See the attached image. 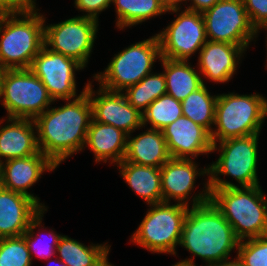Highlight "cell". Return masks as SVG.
Instances as JSON below:
<instances>
[{
  "instance_id": "6da1fadb",
  "label": "cell",
  "mask_w": 267,
  "mask_h": 266,
  "mask_svg": "<svg viewBox=\"0 0 267 266\" xmlns=\"http://www.w3.org/2000/svg\"><path fill=\"white\" fill-rule=\"evenodd\" d=\"M92 119L87 92L72 100L54 101L34 120L39 151L59 168L69 158L83 153Z\"/></svg>"
},
{
  "instance_id": "7a4b0ae2",
  "label": "cell",
  "mask_w": 267,
  "mask_h": 266,
  "mask_svg": "<svg viewBox=\"0 0 267 266\" xmlns=\"http://www.w3.org/2000/svg\"><path fill=\"white\" fill-rule=\"evenodd\" d=\"M240 240L233 227L211 200L189 207L184 218L179 246L189 253L173 264L208 266L237 256ZM233 253L236 255L233 256ZM196 259L201 260L198 265ZM196 262V263H195Z\"/></svg>"
},
{
  "instance_id": "3957f363",
  "label": "cell",
  "mask_w": 267,
  "mask_h": 266,
  "mask_svg": "<svg viewBox=\"0 0 267 266\" xmlns=\"http://www.w3.org/2000/svg\"><path fill=\"white\" fill-rule=\"evenodd\" d=\"M261 134L226 139L213 144L216 160L209 163L210 188L253 187L260 184ZM260 163V164H259Z\"/></svg>"
},
{
  "instance_id": "277c9868",
  "label": "cell",
  "mask_w": 267,
  "mask_h": 266,
  "mask_svg": "<svg viewBox=\"0 0 267 266\" xmlns=\"http://www.w3.org/2000/svg\"><path fill=\"white\" fill-rule=\"evenodd\" d=\"M266 119L267 95L256 90L245 94L235 90L218 93L214 125L210 134L212 144L261 134L267 123Z\"/></svg>"
},
{
  "instance_id": "5b68a950",
  "label": "cell",
  "mask_w": 267,
  "mask_h": 266,
  "mask_svg": "<svg viewBox=\"0 0 267 266\" xmlns=\"http://www.w3.org/2000/svg\"><path fill=\"white\" fill-rule=\"evenodd\" d=\"M210 191V200L240 241L267 235V193L262 185L210 188Z\"/></svg>"
},
{
  "instance_id": "8992f818",
  "label": "cell",
  "mask_w": 267,
  "mask_h": 266,
  "mask_svg": "<svg viewBox=\"0 0 267 266\" xmlns=\"http://www.w3.org/2000/svg\"><path fill=\"white\" fill-rule=\"evenodd\" d=\"M39 6L0 16V67L29 69L44 45V12ZM41 11V12H40Z\"/></svg>"
},
{
  "instance_id": "52a82bcc",
  "label": "cell",
  "mask_w": 267,
  "mask_h": 266,
  "mask_svg": "<svg viewBox=\"0 0 267 266\" xmlns=\"http://www.w3.org/2000/svg\"><path fill=\"white\" fill-rule=\"evenodd\" d=\"M188 209L189 206L171 202L147 205V211L129 236L128 244L153 255L176 257L177 261L180 255L177 248Z\"/></svg>"
},
{
  "instance_id": "ba28073f",
  "label": "cell",
  "mask_w": 267,
  "mask_h": 266,
  "mask_svg": "<svg viewBox=\"0 0 267 266\" xmlns=\"http://www.w3.org/2000/svg\"><path fill=\"white\" fill-rule=\"evenodd\" d=\"M130 44V45H129ZM115 51L106 67L92 75L94 83L103 89L123 92L152 73L160 61V44L156 32L148 38L129 43Z\"/></svg>"
},
{
  "instance_id": "9c48e42d",
  "label": "cell",
  "mask_w": 267,
  "mask_h": 266,
  "mask_svg": "<svg viewBox=\"0 0 267 266\" xmlns=\"http://www.w3.org/2000/svg\"><path fill=\"white\" fill-rule=\"evenodd\" d=\"M54 103L30 69H5L0 90L3 117L35 120Z\"/></svg>"
},
{
  "instance_id": "30bf717a",
  "label": "cell",
  "mask_w": 267,
  "mask_h": 266,
  "mask_svg": "<svg viewBox=\"0 0 267 266\" xmlns=\"http://www.w3.org/2000/svg\"><path fill=\"white\" fill-rule=\"evenodd\" d=\"M44 11V45L51 51L75 59L85 69L90 64L98 38L100 22L95 19L72 15L64 20L48 23ZM70 17V18H69ZM95 46V47H94Z\"/></svg>"
},
{
  "instance_id": "8fae6325",
  "label": "cell",
  "mask_w": 267,
  "mask_h": 266,
  "mask_svg": "<svg viewBox=\"0 0 267 266\" xmlns=\"http://www.w3.org/2000/svg\"><path fill=\"white\" fill-rule=\"evenodd\" d=\"M200 165L196 159L170 158L160 168L163 202L189 207L208 202L211 193L209 165ZM200 179L201 183L197 181Z\"/></svg>"
},
{
  "instance_id": "7c38bea8",
  "label": "cell",
  "mask_w": 267,
  "mask_h": 266,
  "mask_svg": "<svg viewBox=\"0 0 267 266\" xmlns=\"http://www.w3.org/2000/svg\"><path fill=\"white\" fill-rule=\"evenodd\" d=\"M173 20L157 30L161 57L172 60L192 61L208 41L201 12L186 8L167 11ZM175 15V16H174Z\"/></svg>"
},
{
  "instance_id": "4fadbf2b",
  "label": "cell",
  "mask_w": 267,
  "mask_h": 266,
  "mask_svg": "<svg viewBox=\"0 0 267 266\" xmlns=\"http://www.w3.org/2000/svg\"><path fill=\"white\" fill-rule=\"evenodd\" d=\"M202 16L208 41L238 45L248 53L250 48L257 47V30L251 24L243 0H220L202 12Z\"/></svg>"
},
{
  "instance_id": "5bb4252c",
  "label": "cell",
  "mask_w": 267,
  "mask_h": 266,
  "mask_svg": "<svg viewBox=\"0 0 267 266\" xmlns=\"http://www.w3.org/2000/svg\"><path fill=\"white\" fill-rule=\"evenodd\" d=\"M29 69L42 81L53 101L78 98L86 92L87 85L92 79L89 76L82 90L78 88L77 75L87 69L75 59L51 51L45 45L34 57Z\"/></svg>"
},
{
  "instance_id": "9a60e30c",
  "label": "cell",
  "mask_w": 267,
  "mask_h": 266,
  "mask_svg": "<svg viewBox=\"0 0 267 266\" xmlns=\"http://www.w3.org/2000/svg\"><path fill=\"white\" fill-rule=\"evenodd\" d=\"M247 51L227 42L207 41L195 61L203 84L215 87L228 85L237 76ZM211 83V84H210Z\"/></svg>"
},
{
  "instance_id": "2e32d148",
  "label": "cell",
  "mask_w": 267,
  "mask_h": 266,
  "mask_svg": "<svg viewBox=\"0 0 267 266\" xmlns=\"http://www.w3.org/2000/svg\"><path fill=\"white\" fill-rule=\"evenodd\" d=\"M57 168L42 152L14 158L0 164L1 186L33 199L42 209H49V205L44 200L41 201L39 195L32 192V188L43 179L44 174L55 172Z\"/></svg>"
},
{
  "instance_id": "e0dca14e",
  "label": "cell",
  "mask_w": 267,
  "mask_h": 266,
  "mask_svg": "<svg viewBox=\"0 0 267 266\" xmlns=\"http://www.w3.org/2000/svg\"><path fill=\"white\" fill-rule=\"evenodd\" d=\"M86 92L92 105L94 121L113 125L128 135L143 126L142 113L127 101L122 92L103 89L94 84L92 79L87 85Z\"/></svg>"
},
{
  "instance_id": "ac0fdd59",
  "label": "cell",
  "mask_w": 267,
  "mask_h": 266,
  "mask_svg": "<svg viewBox=\"0 0 267 266\" xmlns=\"http://www.w3.org/2000/svg\"><path fill=\"white\" fill-rule=\"evenodd\" d=\"M171 158H210L212 141L210 133L191 119L181 116L162 129ZM210 154V155H209Z\"/></svg>"
},
{
  "instance_id": "d6986e66",
  "label": "cell",
  "mask_w": 267,
  "mask_h": 266,
  "mask_svg": "<svg viewBox=\"0 0 267 266\" xmlns=\"http://www.w3.org/2000/svg\"><path fill=\"white\" fill-rule=\"evenodd\" d=\"M39 152L34 120L0 117V164Z\"/></svg>"
},
{
  "instance_id": "ffe728a7",
  "label": "cell",
  "mask_w": 267,
  "mask_h": 266,
  "mask_svg": "<svg viewBox=\"0 0 267 266\" xmlns=\"http://www.w3.org/2000/svg\"><path fill=\"white\" fill-rule=\"evenodd\" d=\"M41 210L33 199L0 186V238L23 235Z\"/></svg>"
},
{
  "instance_id": "44dd1931",
  "label": "cell",
  "mask_w": 267,
  "mask_h": 266,
  "mask_svg": "<svg viewBox=\"0 0 267 266\" xmlns=\"http://www.w3.org/2000/svg\"><path fill=\"white\" fill-rule=\"evenodd\" d=\"M127 133L114 127L91 120L83 152L89 150L94 165L107 164L113 167L124 160Z\"/></svg>"
},
{
  "instance_id": "7402d4cb",
  "label": "cell",
  "mask_w": 267,
  "mask_h": 266,
  "mask_svg": "<svg viewBox=\"0 0 267 266\" xmlns=\"http://www.w3.org/2000/svg\"><path fill=\"white\" fill-rule=\"evenodd\" d=\"M170 158L162 130L142 126L127 135L124 161L161 168Z\"/></svg>"
},
{
  "instance_id": "603a6c76",
  "label": "cell",
  "mask_w": 267,
  "mask_h": 266,
  "mask_svg": "<svg viewBox=\"0 0 267 266\" xmlns=\"http://www.w3.org/2000/svg\"><path fill=\"white\" fill-rule=\"evenodd\" d=\"M118 176L144 204L163 202L160 168L122 160L116 164Z\"/></svg>"
},
{
  "instance_id": "cb8c5ba5",
  "label": "cell",
  "mask_w": 267,
  "mask_h": 266,
  "mask_svg": "<svg viewBox=\"0 0 267 266\" xmlns=\"http://www.w3.org/2000/svg\"><path fill=\"white\" fill-rule=\"evenodd\" d=\"M111 9L115 12L114 29L121 32L162 19L168 11L161 0H113Z\"/></svg>"
},
{
  "instance_id": "d4e9b609",
  "label": "cell",
  "mask_w": 267,
  "mask_h": 266,
  "mask_svg": "<svg viewBox=\"0 0 267 266\" xmlns=\"http://www.w3.org/2000/svg\"><path fill=\"white\" fill-rule=\"evenodd\" d=\"M193 62L160 58L158 65L166 79V94L182 101L203 85L201 74Z\"/></svg>"
},
{
  "instance_id": "484cf974",
  "label": "cell",
  "mask_w": 267,
  "mask_h": 266,
  "mask_svg": "<svg viewBox=\"0 0 267 266\" xmlns=\"http://www.w3.org/2000/svg\"><path fill=\"white\" fill-rule=\"evenodd\" d=\"M89 243L86 245L81 240L63 234L56 247V256L67 266H96L112 250L109 240Z\"/></svg>"
},
{
  "instance_id": "4316f807",
  "label": "cell",
  "mask_w": 267,
  "mask_h": 266,
  "mask_svg": "<svg viewBox=\"0 0 267 266\" xmlns=\"http://www.w3.org/2000/svg\"><path fill=\"white\" fill-rule=\"evenodd\" d=\"M48 211V208L42 209L30 222L28 230L23 234L32 262L38 258L40 261H45L56 256V247L63 235V233L57 232L56 229L45 226L43 221Z\"/></svg>"
},
{
  "instance_id": "83f0119b",
  "label": "cell",
  "mask_w": 267,
  "mask_h": 266,
  "mask_svg": "<svg viewBox=\"0 0 267 266\" xmlns=\"http://www.w3.org/2000/svg\"><path fill=\"white\" fill-rule=\"evenodd\" d=\"M203 84L181 101L183 116L204 127L210 134L213 130L218 92Z\"/></svg>"
},
{
  "instance_id": "f1b7e54d",
  "label": "cell",
  "mask_w": 267,
  "mask_h": 266,
  "mask_svg": "<svg viewBox=\"0 0 267 266\" xmlns=\"http://www.w3.org/2000/svg\"><path fill=\"white\" fill-rule=\"evenodd\" d=\"M158 70V71H157ZM155 69L141 81L126 88L122 93L127 101L140 113L157 98L166 94V79L163 71Z\"/></svg>"
},
{
  "instance_id": "f546056e",
  "label": "cell",
  "mask_w": 267,
  "mask_h": 266,
  "mask_svg": "<svg viewBox=\"0 0 267 266\" xmlns=\"http://www.w3.org/2000/svg\"><path fill=\"white\" fill-rule=\"evenodd\" d=\"M182 115L181 101L164 94L153 101L142 113L143 127L162 130Z\"/></svg>"
},
{
  "instance_id": "4dcf8cb0",
  "label": "cell",
  "mask_w": 267,
  "mask_h": 266,
  "mask_svg": "<svg viewBox=\"0 0 267 266\" xmlns=\"http://www.w3.org/2000/svg\"><path fill=\"white\" fill-rule=\"evenodd\" d=\"M23 235L0 238V266H33Z\"/></svg>"
},
{
  "instance_id": "1f68e13d",
  "label": "cell",
  "mask_w": 267,
  "mask_h": 266,
  "mask_svg": "<svg viewBox=\"0 0 267 266\" xmlns=\"http://www.w3.org/2000/svg\"><path fill=\"white\" fill-rule=\"evenodd\" d=\"M237 257L244 266H267V235L241 240Z\"/></svg>"
},
{
  "instance_id": "d6a6232c",
  "label": "cell",
  "mask_w": 267,
  "mask_h": 266,
  "mask_svg": "<svg viewBox=\"0 0 267 266\" xmlns=\"http://www.w3.org/2000/svg\"><path fill=\"white\" fill-rule=\"evenodd\" d=\"M77 16L88 17L101 23L100 15L112 7L113 0H73Z\"/></svg>"
},
{
  "instance_id": "836d02e7",
  "label": "cell",
  "mask_w": 267,
  "mask_h": 266,
  "mask_svg": "<svg viewBox=\"0 0 267 266\" xmlns=\"http://www.w3.org/2000/svg\"><path fill=\"white\" fill-rule=\"evenodd\" d=\"M243 3L255 29L267 27V0H243Z\"/></svg>"
},
{
  "instance_id": "e575fe53",
  "label": "cell",
  "mask_w": 267,
  "mask_h": 266,
  "mask_svg": "<svg viewBox=\"0 0 267 266\" xmlns=\"http://www.w3.org/2000/svg\"><path fill=\"white\" fill-rule=\"evenodd\" d=\"M39 7L37 0H0V16L16 15Z\"/></svg>"
},
{
  "instance_id": "d590c367",
  "label": "cell",
  "mask_w": 267,
  "mask_h": 266,
  "mask_svg": "<svg viewBox=\"0 0 267 266\" xmlns=\"http://www.w3.org/2000/svg\"><path fill=\"white\" fill-rule=\"evenodd\" d=\"M220 0H186L185 8L191 11L204 12Z\"/></svg>"
},
{
  "instance_id": "8d00e7d4",
  "label": "cell",
  "mask_w": 267,
  "mask_h": 266,
  "mask_svg": "<svg viewBox=\"0 0 267 266\" xmlns=\"http://www.w3.org/2000/svg\"><path fill=\"white\" fill-rule=\"evenodd\" d=\"M163 5L169 9L173 8H185L186 0H161Z\"/></svg>"
},
{
  "instance_id": "74e56055",
  "label": "cell",
  "mask_w": 267,
  "mask_h": 266,
  "mask_svg": "<svg viewBox=\"0 0 267 266\" xmlns=\"http://www.w3.org/2000/svg\"><path fill=\"white\" fill-rule=\"evenodd\" d=\"M208 266H244L242 261L237 257H232L226 261H221L219 263L210 264Z\"/></svg>"
},
{
  "instance_id": "f35d334b",
  "label": "cell",
  "mask_w": 267,
  "mask_h": 266,
  "mask_svg": "<svg viewBox=\"0 0 267 266\" xmlns=\"http://www.w3.org/2000/svg\"><path fill=\"white\" fill-rule=\"evenodd\" d=\"M262 32L264 33L263 36H265V37H264V38H265V40H264V41H265V42H264V45H265V48H266V49H265L264 51H266V52H265V53H266V58H265L266 60L264 61V64H265V65H263V66L265 67V71H266V70H267V27H265V28H261V29L257 30V38H256V40H255V45L258 44V41H259V40H261L262 37L260 36V35H261L260 33H262ZM259 37H260V39H259Z\"/></svg>"
},
{
  "instance_id": "ab89813d",
  "label": "cell",
  "mask_w": 267,
  "mask_h": 266,
  "mask_svg": "<svg viewBox=\"0 0 267 266\" xmlns=\"http://www.w3.org/2000/svg\"><path fill=\"white\" fill-rule=\"evenodd\" d=\"M48 261L47 266H67L64 262H62L57 256L46 259Z\"/></svg>"
},
{
  "instance_id": "60d3db41",
  "label": "cell",
  "mask_w": 267,
  "mask_h": 266,
  "mask_svg": "<svg viewBox=\"0 0 267 266\" xmlns=\"http://www.w3.org/2000/svg\"><path fill=\"white\" fill-rule=\"evenodd\" d=\"M110 253L96 266H116L115 264L110 262Z\"/></svg>"
},
{
  "instance_id": "b9f144b4",
  "label": "cell",
  "mask_w": 267,
  "mask_h": 266,
  "mask_svg": "<svg viewBox=\"0 0 267 266\" xmlns=\"http://www.w3.org/2000/svg\"><path fill=\"white\" fill-rule=\"evenodd\" d=\"M4 70L5 69L0 67V90H1V81H2V76H3Z\"/></svg>"
}]
</instances>
